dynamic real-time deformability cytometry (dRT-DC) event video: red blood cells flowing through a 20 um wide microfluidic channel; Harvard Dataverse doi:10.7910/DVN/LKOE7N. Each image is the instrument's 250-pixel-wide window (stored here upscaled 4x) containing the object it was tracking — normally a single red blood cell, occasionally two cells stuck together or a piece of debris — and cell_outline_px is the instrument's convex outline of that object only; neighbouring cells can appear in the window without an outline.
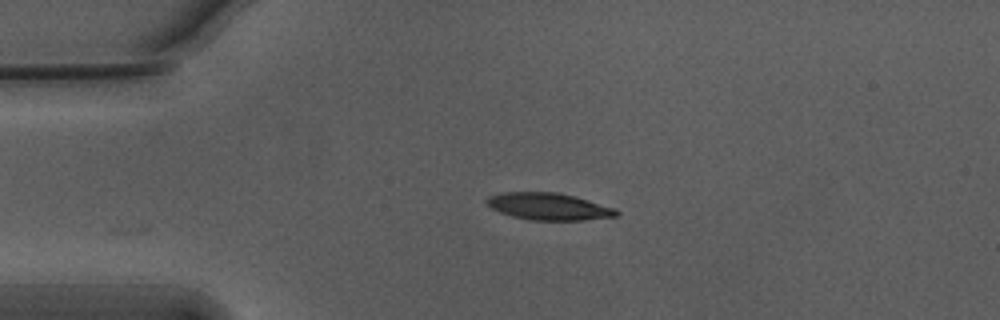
{"species": "Egyptian fruit bat (a non-hibernating species)", "species_latin": "Rousettus aegyptiacus", "temperature_condition": "warm", "stored_images_in_passage": 43, "camera_frame_rate_fps": 3000, "um_per_image_px": 0.085, "animal": {"sex": "male"}, "frame": {"image": 1, "passage_image": 1, "time_ms": 0.0, "image_size_px": [1000, 320], "cell_outline_px": [[620, 212], [616, 216], [580, 220], [528, 220], [512, 216], [500, 212], [492, 208], [484, 200], [488, 196], [504, 192], [556, 192], [572, 196], [616, 208]], "centroid_in_image_um": [46.61, 17.55], "position_along_channel_um": 38.4, "area_um2": 20.23}}
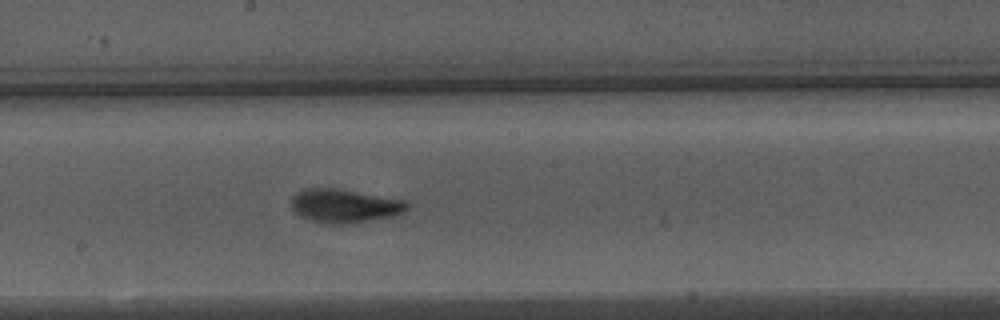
{"frame": {"image": 2, "passage_image": 18, "time_ms": 5.667, "image_size_px": [1000, 320], "cell_outline_px": [[408, 208], [404, 212], [392, 216], [368, 220], [340, 224], [332, 224], [312, 220], [300, 216], [292, 208], [292, 196], [296, 192], [304, 188], [336, 188], [404, 200], [408, 204]], "centroid_in_image_um": [29.25, 17.48], "position_along_channel_um": 218.9, "area_um2": 22.31}}
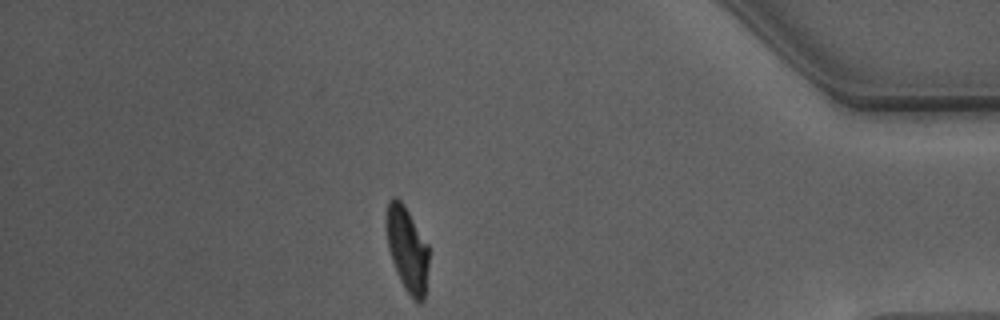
{"frame": {"image": 3, "passage_image": 36, "time_ms": 11.667, "image_size_px": [1000, 320], "cell_outline_px": [[428, 264], [424, 300], [416, 300], [404, 288], [396, 272], [388, 248], [384, 224], [384, 216], [388, 200], [392, 196], [396, 196], [404, 204], [428, 244]], "centroid_in_image_um": [34.56, 21.08], "position_along_channel_um": 400.6, "area_um2": 21.21}, "authors_computed_cell_mechanics": {"area_um2": 21.5016, "velocity_mm_per_s": 3.7426, "shape_relaxation_time_tau1_ms": 3.1403, "shape_relaxation_time_tau2_ms": 1.4668, "deformation_change_tau1": 0.161, "deformation_change_tau2": 0.0753}}